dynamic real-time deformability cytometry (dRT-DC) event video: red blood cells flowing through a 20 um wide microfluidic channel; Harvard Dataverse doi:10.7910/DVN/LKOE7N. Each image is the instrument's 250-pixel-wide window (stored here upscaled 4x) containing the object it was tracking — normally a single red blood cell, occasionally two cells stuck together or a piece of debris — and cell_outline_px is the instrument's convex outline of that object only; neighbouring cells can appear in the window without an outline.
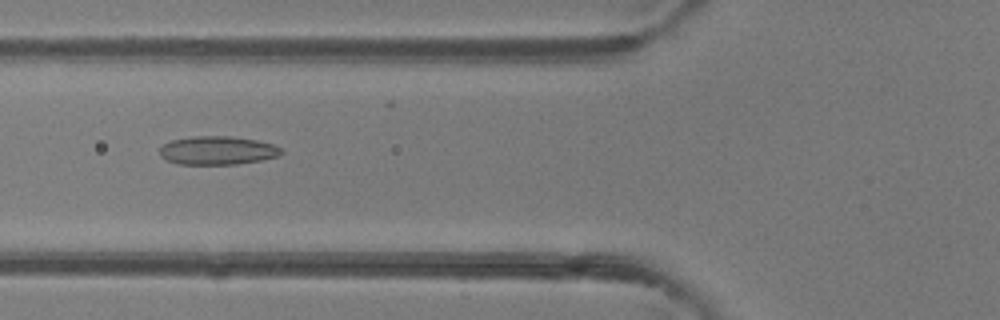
{"species": "common noctule bat (a hibernating species)", "species_latin": "Nyctalus noctula", "temperature_condition": "room temperature", "stored_images_in_passage": 46, "camera_frame_rate_fps": 3000, "um_per_image_px": 0.085, "animal": {"sex": "female"}, "frame": {"image": 1, "passage_image": 17, "time_ms": 5.333, "image_size_px": [1000, 320], "cell_outline_px": [[284, 152], [276, 156], [260, 160], [236, 164], [180, 164], [168, 160], [160, 156], [160, 148], [164, 144], [172, 140], [192, 136], [232, 136], [256, 140], [272, 144], [280, 148]], "centroid_in_image_um": [18.47, 12.78], "position_along_channel_um": 107.3, "area_um2": 20.0}}
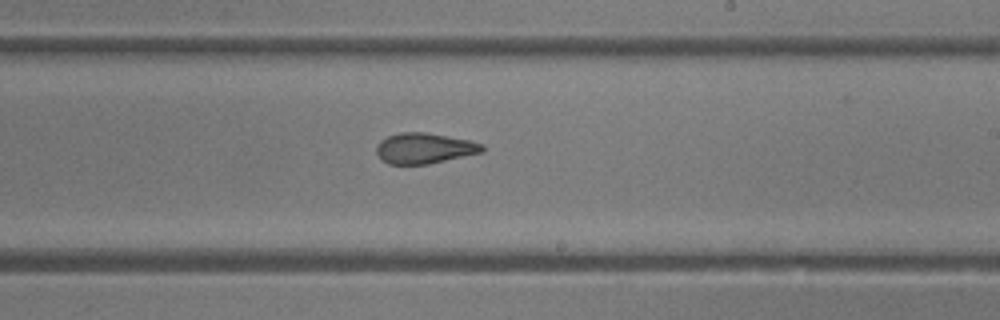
{"frame": {"image": 2, "passage_image": 27, "time_ms": 8.667, "image_size_px": [1000, 320], "cell_outline_px": [[484, 152], [428, 164], [388, 164], [376, 152], [376, 148], [380, 140], [388, 136], [400, 132], [424, 132], [468, 140], [484, 144]], "centroid_in_image_um": [36.09, 12.6], "position_along_channel_um": 252.9, "area_um2": 18.73}}
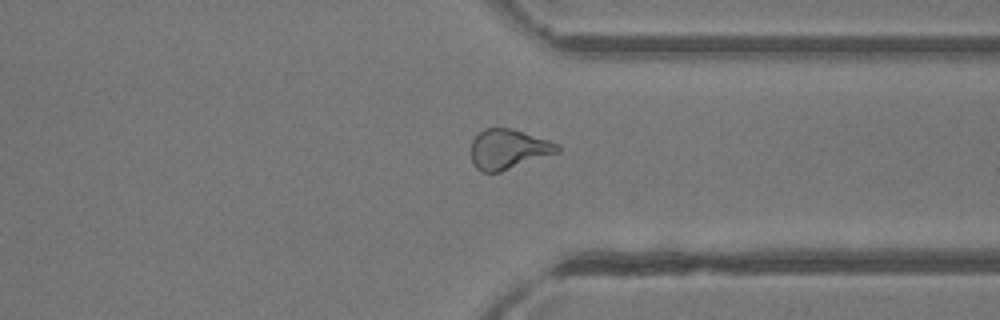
{"frame": {"image": 3, "passage_image": 35, "time_ms": 11.333, "image_size_px": [1000, 320], "cell_outline_px": [[560, 152], [500, 172], [484, 172], [476, 168], [472, 164], [472, 140], [484, 128], [508, 128], [524, 132], [548, 140], [556, 144], [560, 148]], "centroid_in_image_um": [43.2, 12.69], "position_along_channel_um": 368.2, "area_um2": 19.88}, "authors_computed_cell_mechanics": {"area_um2": 20.519, "velocity_mm_per_s": 4.3617, "shape_relaxation_time_tau1_ms": null, "shape_relaxation_time_tau2_ms": 1.49, "deformation_change_tau1": null, "deformation_change_tau2": 0.0864}}